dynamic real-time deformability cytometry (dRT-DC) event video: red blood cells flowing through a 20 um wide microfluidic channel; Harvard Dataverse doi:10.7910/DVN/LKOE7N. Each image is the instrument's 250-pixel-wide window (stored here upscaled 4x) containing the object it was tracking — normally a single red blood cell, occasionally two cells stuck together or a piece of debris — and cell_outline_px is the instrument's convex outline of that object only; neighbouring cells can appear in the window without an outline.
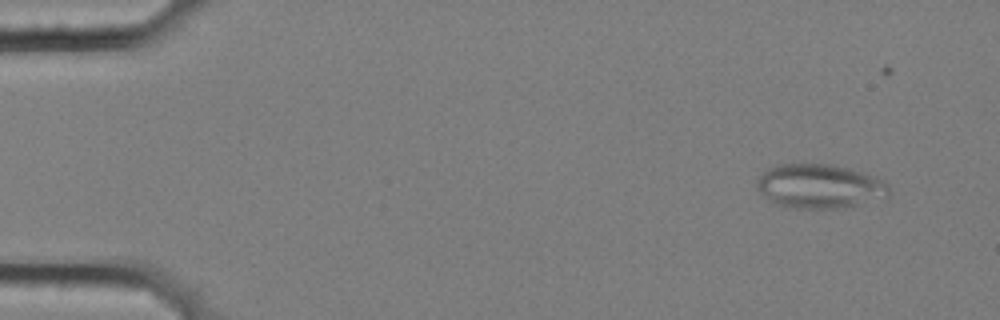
{"species": "common noctule bat (a hibernating species)", "species_latin": "Nyctalus noctula", "temperature_condition": "cold", "stored_images_in_passage": 5, "camera_frame_rate_fps": 3000, "um_per_image_px": 0.085, "animal": {"sex": "female", "body_mass_g": 25.1}, "frame": {"image": 1, "passage_image": 2, "time_ms": 0.333, "image_size_px": [1000, 320], "cell_outline_px": [[888, 196], [856, 204], [836, 208], [796, 208], [776, 204], [760, 192], [756, 188], [756, 180], [768, 168], [776, 164], [832, 164], [848, 168], [876, 176], [884, 180], [888, 184]], "centroid_in_image_um": [69.64, 15.81], "position_along_channel_um": 15.4, "area_um2": 33.7}}